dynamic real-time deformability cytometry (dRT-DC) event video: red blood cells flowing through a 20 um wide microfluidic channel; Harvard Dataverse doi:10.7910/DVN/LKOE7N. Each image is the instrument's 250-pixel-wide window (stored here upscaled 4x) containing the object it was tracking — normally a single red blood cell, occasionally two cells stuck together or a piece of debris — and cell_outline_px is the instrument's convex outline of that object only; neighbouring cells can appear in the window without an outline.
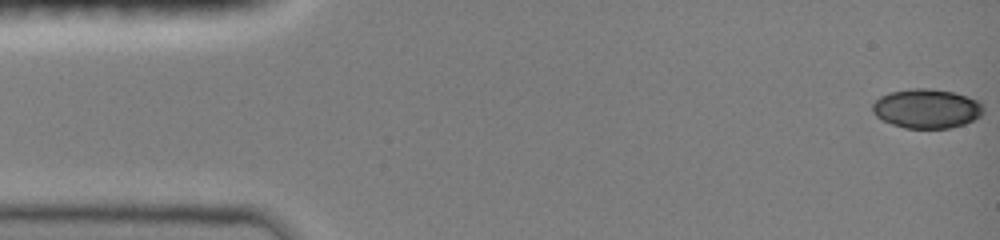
{"species": "common noctule bat (a hibernating species)", "species_latin": "Nyctalus noctula", "temperature_condition": "room temperature", "stored_images_in_passage": 47, "camera_frame_rate_fps": 3000, "um_per_image_px": 0.085, "animal": {"sex": "female", "body_mass_g": 19.0, "forearm_length_mm": 51.5}, "frame": {"image": 1, "passage_image": 1, "time_ms": 0.0, "image_size_px": [1000, 240], "cell_outline_px": [[984, 112], [980, 116], [964, 124], [948, 128], [904, 128], [892, 124], [876, 116], [872, 112], [872, 104], [880, 96], [888, 92], [912, 88], [932, 88], [952, 92], [976, 100], [984, 104]], "centroid_in_image_um": [78.75, 9.22], "position_along_channel_um": 6.2, "area_um2": 25.43}}
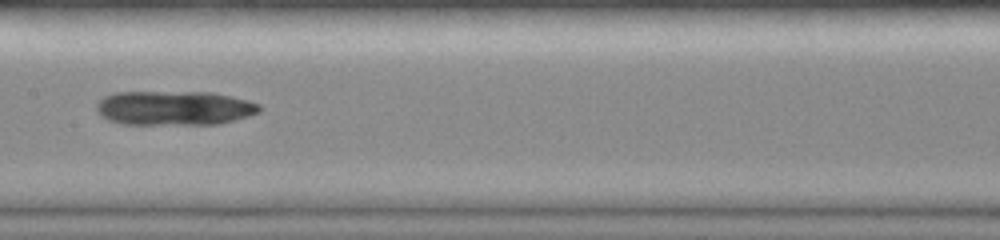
{"frame": {"image": 2, "passage_image": 24, "time_ms": 7.667, "image_size_px": [1000, 240], "cell_outline_px": [[260, 112], [236, 120], [220, 124], [124, 124], [108, 120], [100, 116], [96, 108], [96, 104], [104, 96], [112, 92], [212, 92], [248, 100], [260, 104]], "centroid_in_image_um": [14.81, 9.18], "position_along_channel_um": 192.6, "area_um2": 32.89}}
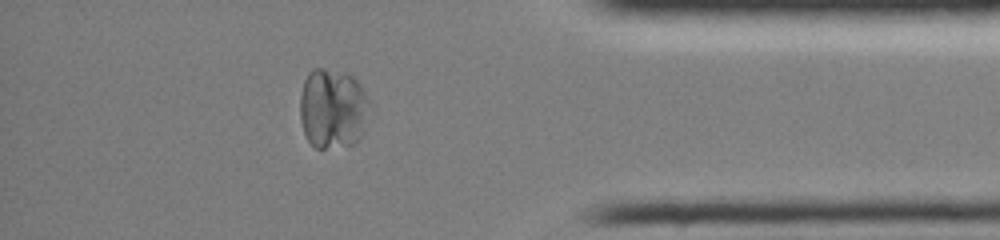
{"frame": {"image": 3, "passage_image": 41, "time_ms": 13.333, "image_size_px": [1000, 240], "cell_outline_px": [[372, 108], [364, 132], [360, 140], [352, 144], [324, 148], [316, 148], [308, 140], [304, 132], [300, 120], [300, 96], [304, 80], [308, 72], [312, 68], [324, 68], [344, 72], [352, 76], [364, 88], [372, 104]], "centroid_in_image_um": [28.33, 9.21], "position_along_channel_um": 406.9, "area_um2": 33.35}}